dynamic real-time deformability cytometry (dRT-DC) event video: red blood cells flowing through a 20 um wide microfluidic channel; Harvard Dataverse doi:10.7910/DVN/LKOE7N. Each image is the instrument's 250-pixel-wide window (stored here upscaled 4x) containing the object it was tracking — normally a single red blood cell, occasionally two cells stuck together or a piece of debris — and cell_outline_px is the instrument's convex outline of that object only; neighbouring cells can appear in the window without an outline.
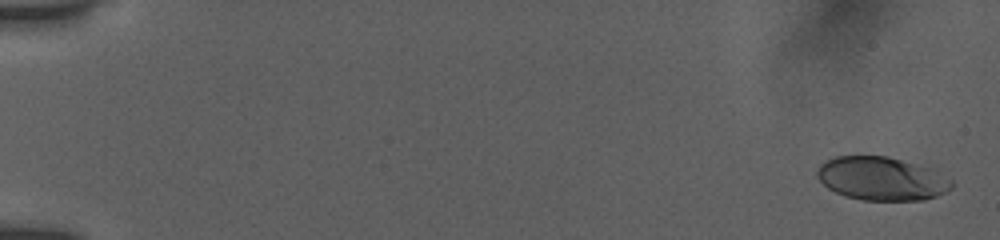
{"species": "human", "species_latin": "Homo sapiens", "temperature_condition": "room temperature", "stored_images_in_passage": 20, "camera_frame_rate_fps": 3000, "um_per_image_px": 0.085, "donor": {"sex": "female"}, "frame": {"image": 1, "passage_image": 1, "time_ms": 0.0, "image_size_px": [1000, 240], "cell_outline_px": [[952, 188], [936, 196], [924, 200], [864, 200], [844, 196], [828, 188], [816, 176], [816, 172], [820, 164], [836, 156], [888, 156], [932, 168], [952, 180]], "centroid_in_image_um": [74.94, 15.18], "position_along_channel_um": 10.1, "area_um2": 34.04}}
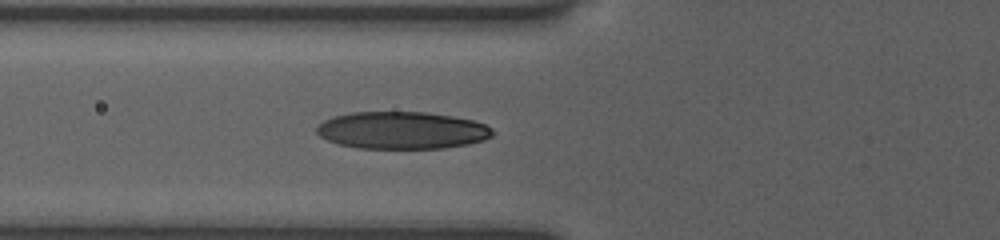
{"frame": {"image": 2, "passage_image": 12, "time_ms": 6.667, "image_size_px": [1000, 240], "cell_outline_px": [[496, 132], [492, 136], [484, 140], [468, 144], [444, 148], [360, 148], [340, 144], [328, 140], [320, 136], [316, 132], [316, 128], [324, 120], [332, 116], [352, 112], [428, 112], [452, 116], [472, 120], [484, 124], [492, 128]], "centroid_in_image_um": [34.19, 11.07], "position_along_channel_um": 91.6, "area_um2": 38.26}}
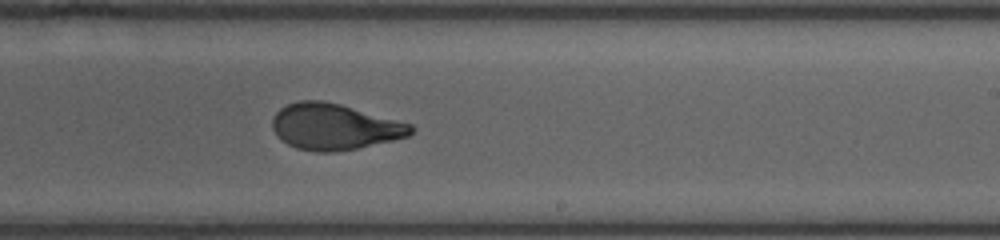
{"frame": {"image": 3, "passage_image": 20, "time_ms": 11.0, "image_size_px": [1000, 240], "cell_outline_px": [[416, 128], [408, 136], [392, 140], [356, 148], [332, 152], [316, 152], [296, 148], [288, 144], [272, 128], [272, 116], [280, 108], [288, 104], [300, 100], [320, 100], [340, 104], [412, 124]], "centroid_in_image_um": [28.42, 10.76], "position_along_channel_um": 260.6, "area_um2": 36.88}}